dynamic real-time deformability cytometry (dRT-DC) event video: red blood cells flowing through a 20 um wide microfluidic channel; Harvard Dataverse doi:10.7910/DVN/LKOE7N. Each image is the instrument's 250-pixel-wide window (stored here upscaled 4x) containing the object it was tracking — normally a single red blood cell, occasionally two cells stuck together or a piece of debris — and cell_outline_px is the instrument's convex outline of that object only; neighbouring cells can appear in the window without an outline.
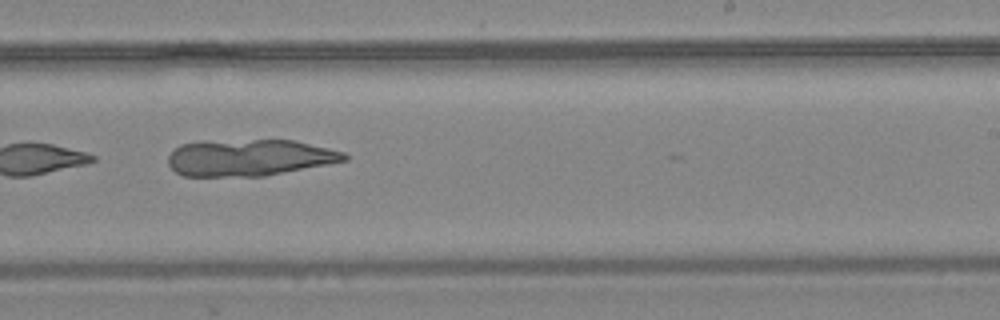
{"species": "common noctule bat (a hibernating species)", "species_latin": "Nyctalus noctula", "temperature_condition": "warm", "stored_images_in_passage": 10, "camera_frame_rate_fps": 3000, "um_per_image_px": 0.085, "animal": {"sex": "female", "body_mass_g": 24.6, "forearm_length_mm": 56.2}, "frame": {"image": 1, "passage_image": 10, "time_ms": 3.0, "image_size_px": [1000, 320], "cell_outline_px": [[348, 160], [328, 164], [264, 176], [184, 176], [176, 172], [168, 164], [168, 156], [180, 144], [200, 140], [296, 140], [344, 152], [348, 156]], "centroid_in_image_um": [21.18, 13.38], "position_along_channel_um": 267.8, "area_um2": 37.8}}